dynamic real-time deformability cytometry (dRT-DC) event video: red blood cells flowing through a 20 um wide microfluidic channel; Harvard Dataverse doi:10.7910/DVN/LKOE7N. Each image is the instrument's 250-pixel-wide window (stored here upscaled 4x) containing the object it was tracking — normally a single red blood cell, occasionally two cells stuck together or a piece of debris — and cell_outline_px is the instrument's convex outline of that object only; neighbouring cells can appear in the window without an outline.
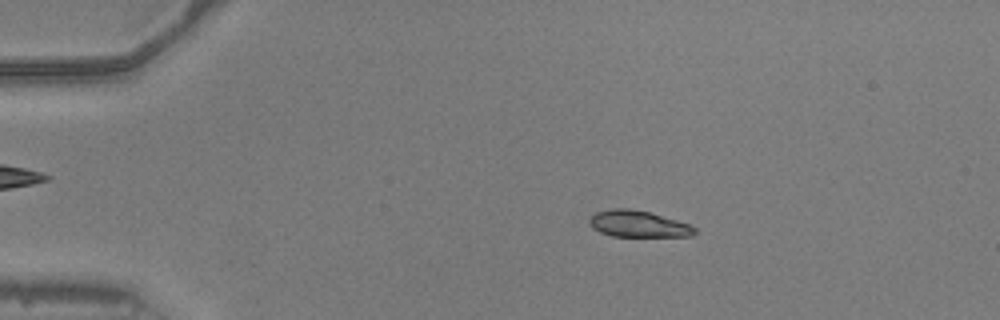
{"species": "common noctule bat (a hibernating species)", "species_latin": "Nyctalus noctula", "temperature_condition": "warm", "stored_images_in_passage": 50, "camera_frame_rate_fps": 3000, "um_per_image_px": 0.085, "animal": {"sex": "male", "body_mass_g": 20.5, "forearm_length_mm": 52.5}, "frame": {"image": 1, "passage_image": 8, "time_ms": 2.333, "image_size_px": [1000, 320], "cell_outline_px": [[696, 232], [692, 236], [612, 236], [600, 232], [592, 228], [588, 224], [588, 220], [596, 212], [612, 208], [628, 208], [648, 212], [692, 224], [696, 228]], "centroid_in_image_um": [54.24, 19.03], "position_along_channel_um": 30.8, "area_um2": 16.3}}
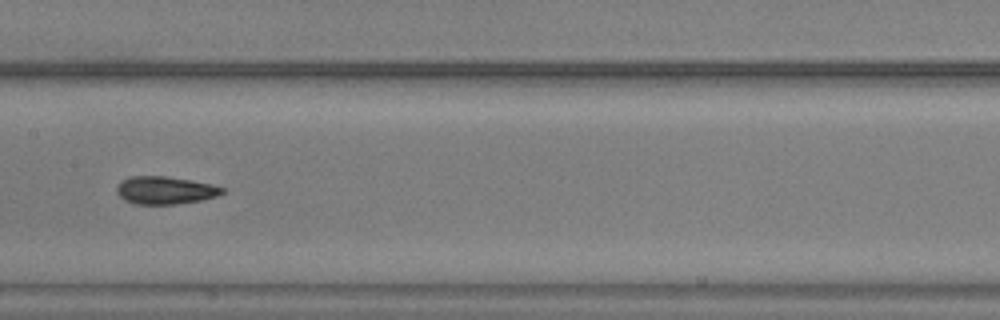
{"frame": {"image": 2, "passage_image": 25, "time_ms": 8.0, "image_size_px": [1000, 320], "cell_outline_px": [[224, 192], [216, 196], [200, 200], [176, 204], [136, 204], [124, 200], [116, 192], [116, 188], [120, 180], [128, 176], [164, 176], [192, 180], [212, 184], [224, 188]], "centroid_in_image_um": [14.0, 16.16], "position_along_channel_um": 193.4, "area_um2": 17.11}}
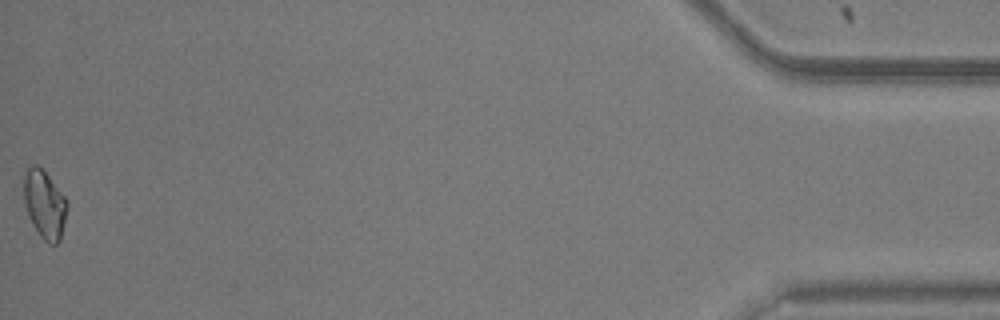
{"frame": {"image": 3, "passage_image": 50, "time_ms": 16.333, "image_size_px": [1000, 320], "cell_outline_px": [[68, 208], [60, 240], [56, 244], [48, 244], [40, 236], [32, 224], [28, 216], [24, 200], [24, 176], [28, 168], [32, 164], [36, 164], [48, 176], [68, 200]], "centroid_in_image_um": [3.8, 17.4], "position_along_channel_um": 431.4, "area_um2": 17.17}, "authors_computed_cell_mechanics": {"area_um2": 16.8776, "velocity_mm_per_s": 3.9567, "shape_relaxation_time_tau1_ms": 7.9154, "shape_relaxation_time_tau2_ms": 2.294, "deformation_change_tau1": 0.1525, "deformation_change_tau2": 0.0621}}